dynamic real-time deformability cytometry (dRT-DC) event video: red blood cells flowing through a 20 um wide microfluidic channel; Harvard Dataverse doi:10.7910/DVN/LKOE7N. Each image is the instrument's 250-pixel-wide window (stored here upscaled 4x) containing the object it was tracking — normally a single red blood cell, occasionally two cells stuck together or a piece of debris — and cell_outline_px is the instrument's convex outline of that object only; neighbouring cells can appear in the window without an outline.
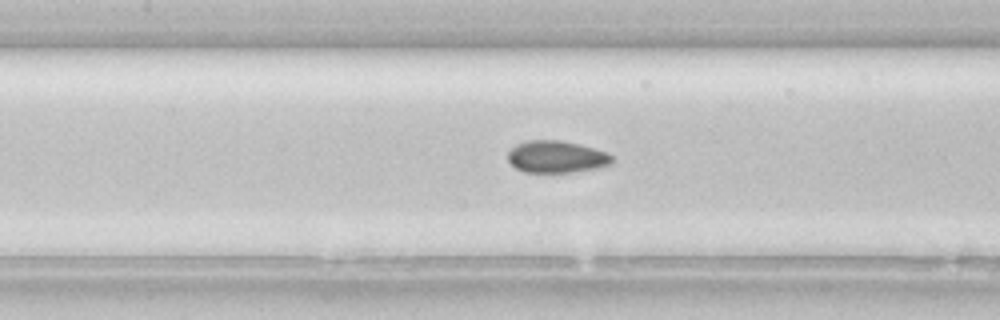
{"species": "common noctule bat (a hibernating species)", "species_latin": "Nyctalus noctula", "temperature_condition": "room temperature", "stored_images_in_passage": 35, "segment_of_instrument_passage": [1, 2], "camera_frame_rate_fps": 3000, "um_per_image_px": 0.085, "animal": {"sex": "female", "body_mass_g": 22.7, "forearm_length_mm": 54.2}, "frame": {"image": 1, "passage_image": 7, "time_ms": 2.0, "image_size_px": [1000, 320], "cell_outline_px": [[612, 164], [596, 168], [572, 172], [524, 172], [516, 168], [508, 160], [508, 152], [516, 144], [528, 140], [560, 140], [608, 152], [612, 156]], "centroid_in_image_um": [47.29, 13.33], "position_along_channel_um": 160.1, "area_um2": 19.31}}
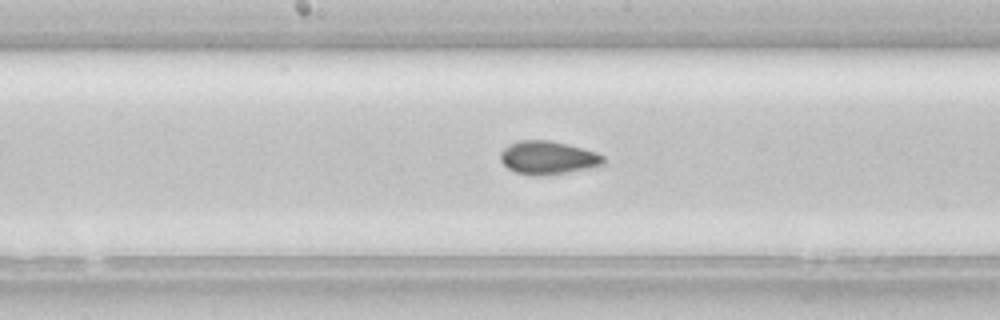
{"frame": {"image": 2, "passage_image": 10, "time_ms": 3.0, "image_size_px": [1000, 320], "cell_outline_px": [[604, 164], [588, 168], [568, 172], [540, 176], [532, 176], [516, 172], [508, 168], [500, 160], [500, 152], [504, 148], [520, 140], [548, 140], [568, 144], [596, 152], [604, 156]], "centroid_in_image_um": [46.57, 13.41], "position_along_channel_um": 201.6, "area_um2": 19.88}}
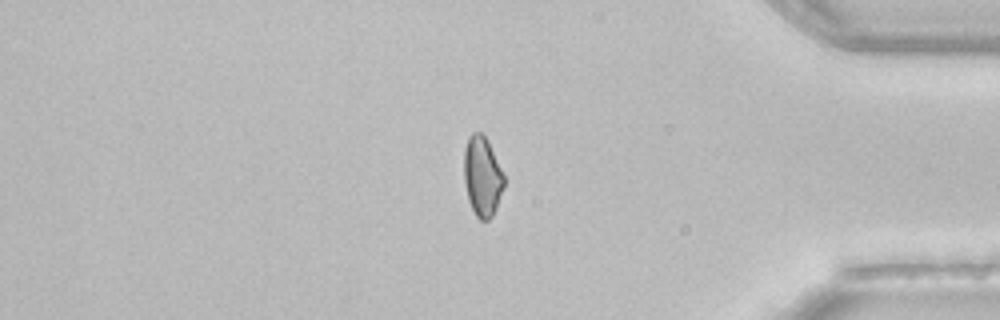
{"frame": {"image": 3, "passage_image": 26, "time_ms": 8.333, "image_size_px": [1000, 320], "cell_outline_px": [[504, 188], [496, 208], [492, 216], [488, 220], [480, 220], [476, 216], [468, 200], [464, 180], [464, 148], [468, 136], [472, 132], [480, 132], [488, 140], [504, 176]], "centroid_in_image_um": [40.98, 14.98], "position_along_channel_um": 394.2, "area_um2": 18.67}}